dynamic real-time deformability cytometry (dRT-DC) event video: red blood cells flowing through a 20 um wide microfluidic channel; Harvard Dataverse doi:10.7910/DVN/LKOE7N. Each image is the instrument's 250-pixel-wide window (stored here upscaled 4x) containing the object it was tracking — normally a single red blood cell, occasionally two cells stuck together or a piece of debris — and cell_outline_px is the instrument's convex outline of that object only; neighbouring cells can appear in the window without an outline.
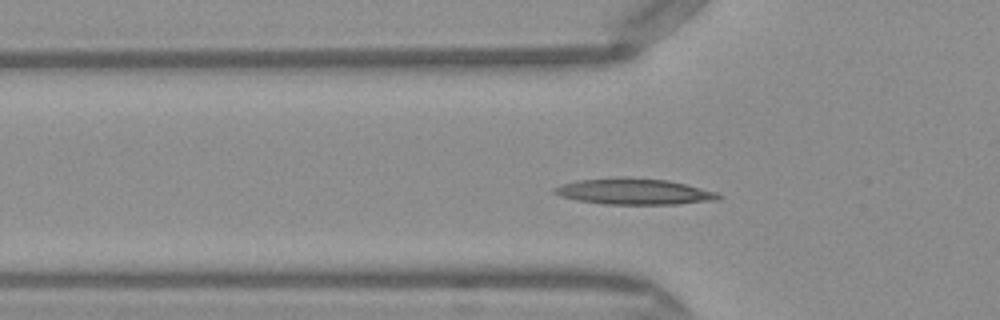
{"species": "Egyptian fruit bat (a non-hibernating species)", "species_latin": "Rousettus aegyptiacus", "temperature_condition": "warm", "stored_images_in_passage": 45, "camera_frame_rate_fps": 3000, "um_per_image_px": 0.085, "frame": {"image": 1, "passage_image": 11, "time_ms": 3.333, "image_size_px": [1000, 320], "cell_outline_px": [[724, 196], [720, 200], [676, 204], [604, 204], [576, 200], [552, 192], [552, 188], [564, 184], [580, 180], [668, 180], [716, 192]], "centroid_in_image_um": [53.98, 16.34], "position_along_channel_um": 71.8, "area_um2": 23.58}}
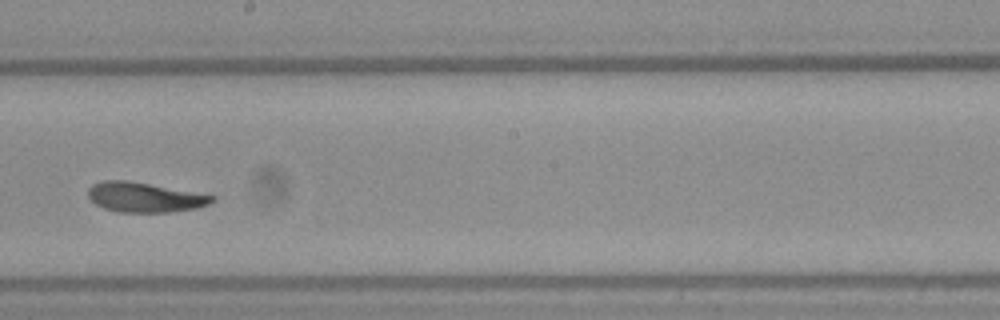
{"frame": {"image": 2, "passage_image": 23, "time_ms": 7.333, "image_size_px": [1000, 320], "cell_outline_px": [[216, 200], [208, 204], [196, 208], [168, 212], [116, 212], [104, 208], [96, 204], [88, 196], [88, 188], [92, 184], [104, 180], [128, 180], [216, 196]], "centroid_in_image_um": [12.27, 16.76], "position_along_channel_um": 235.9, "area_um2": 21.44}}
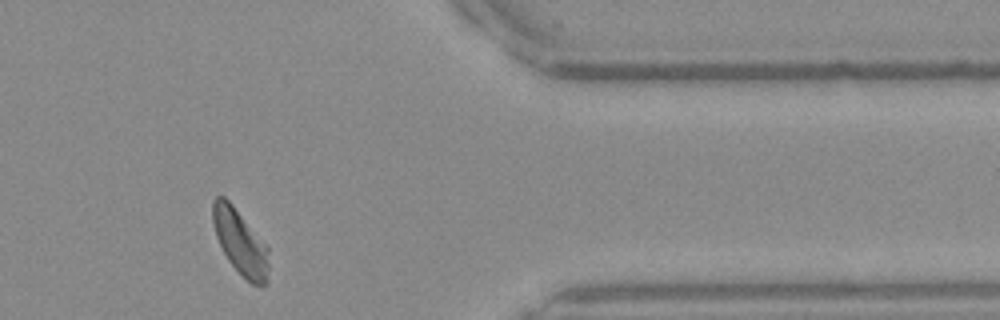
{"frame": {"image": 3, "passage_image": 36, "time_ms": 11.667, "image_size_px": [1000, 320], "cell_outline_px": [[268, 280], [264, 284], [252, 284], [228, 260], [216, 236], [212, 224], [212, 200], [216, 196], [224, 196], [232, 204], [268, 244]], "centroid_in_image_um": [20.42, 20.52], "position_along_channel_um": 391.0, "area_um2": 21.21}, "authors_computed_cell_mechanics": {"area_um2": 21.7328, "velocity_mm_per_s": 4.0787, "shape_relaxation_time_tau1_ms": 5.3059, "shape_relaxation_time_tau2_ms": 1.6749, "deformation_change_tau1": 0.1524, "deformation_change_tau2": 0.0702}}